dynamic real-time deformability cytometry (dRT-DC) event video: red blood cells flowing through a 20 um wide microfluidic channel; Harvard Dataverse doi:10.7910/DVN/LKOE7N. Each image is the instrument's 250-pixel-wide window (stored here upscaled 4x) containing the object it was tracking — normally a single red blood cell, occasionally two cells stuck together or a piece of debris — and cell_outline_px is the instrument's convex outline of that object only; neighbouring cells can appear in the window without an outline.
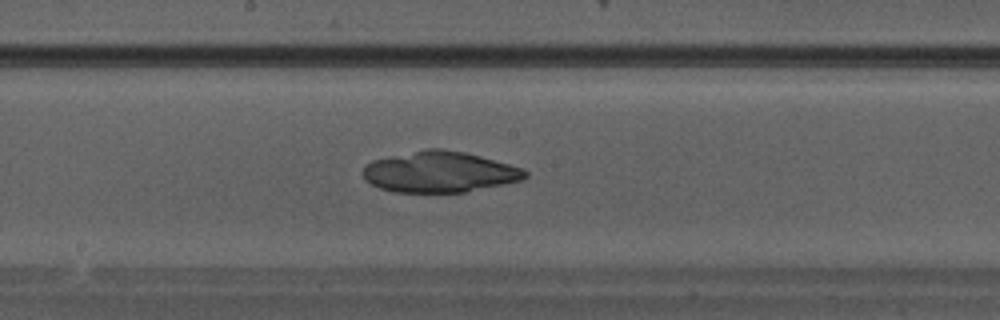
{"species": "Egyptian fruit bat (a non-hibernating species)", "species_latin": "Rousettus aegyptiacus", "temperature_condition": "warm", "stored_images_in_passage": 26, "camera_frame_rate_fps": 3000, "um_per_image_px": 0.085, "animal": {"sex": "male"}, "frame": {"image": 1, "passage_image": 12, "time_ms": 3.667, "image_size_px": [1000, 320], "cell_outline_px": [[528, 176], [520, 180], [464, 192], [396, 192], [380, 188], [364, 180], [360, 172], [364, 164], [372, 160], [424, 148], [444, 148], [464, 152], [480, 156], [524, 168], [528, 172]], "centroid_in_image_um": [37.3, 14.6], "position_along_channel_um": 210.9, "area_um2": 38.84}}